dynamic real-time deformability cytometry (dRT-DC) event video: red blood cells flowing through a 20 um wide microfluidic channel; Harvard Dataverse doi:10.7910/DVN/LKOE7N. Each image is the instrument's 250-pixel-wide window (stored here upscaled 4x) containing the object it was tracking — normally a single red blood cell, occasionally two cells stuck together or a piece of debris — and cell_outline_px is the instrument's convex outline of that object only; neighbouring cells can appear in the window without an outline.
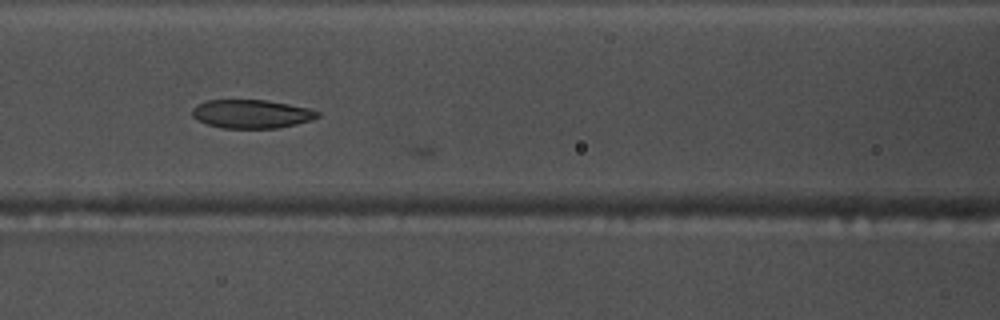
{"species": "common noctule bat (a hibernating species)", "species_latin": "Nyctalus noctula", "temperature_condition": "warm", "stored_images_in_passage": 9, "camera_frame_rate_fps": 3000, "um_per_image_px": 0.085, "animal": {"sex": "male", "body_mass_g": 17.5, "forearm_length_mm": 52.3}, "frame": {"image": 1, "passage_image": 7, "time_ms": 2.0, "image_size_px": [1000, 320], "cell_outline_px": [[320, 116], [312, 120], [280, 128], [224, 128], [208, 124], [196, 120], [192, 116], [192, 108], [196, 104], [208, 100], [268, 100], [308, 108], [320, 112]], "centroid_in_image_um": [21.37, 9.68], "position_along_channel_um": 145.2, "area_um2": 20.98}}